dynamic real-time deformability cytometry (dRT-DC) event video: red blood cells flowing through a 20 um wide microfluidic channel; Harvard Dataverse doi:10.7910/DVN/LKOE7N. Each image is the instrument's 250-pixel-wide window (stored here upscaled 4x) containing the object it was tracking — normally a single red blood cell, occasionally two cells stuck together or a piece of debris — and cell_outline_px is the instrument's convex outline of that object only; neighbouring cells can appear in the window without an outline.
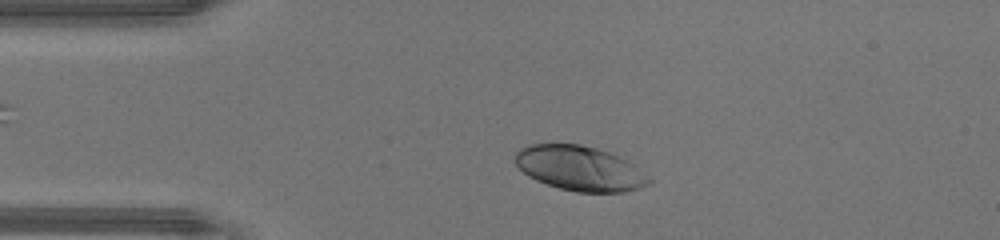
{"species": "human", "species_latin": "Homo sapiens", "temperature_condition": "warm", "stored_images_in_passage": 35, "camera_frame_rate_fps": 3000, "um_per_image_px": 0.085, "donor": {"sex": "male"}, "frame": {"image": 1, "passage_image": 5, "time_ms": 1.333, "image_size_px": [1000, 240], "cell_outline_px": [[652, 180], [648, 184], [640, 188], [624, 192], [576, 192], [560, 188], [536, 180], [528, 176], [512, 160], [512, 156], [520, 148], [528, 144], [580, 144], [596, 148], [608, 152], [632, 164], [648, 176]], "centroid_in_image_um": [49.23, 14.31], "position_along_channel_um": 35.8, "area_um2": 34.74}}
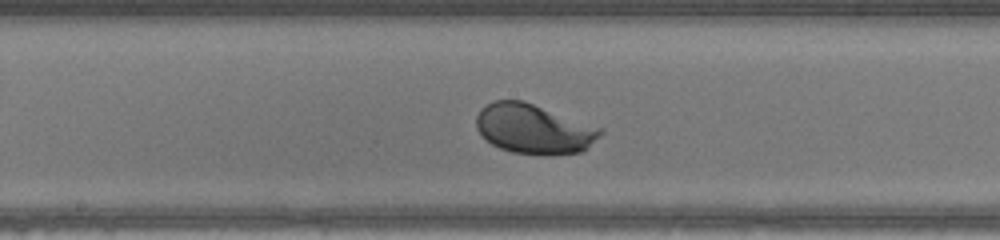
{"frame": {"image": 2, "passage_image": 19, "time_ms": 6.0, "image_size_px": [1000, 240], "cell_outline_px": [[604, 132], [588, 148], [580, 152], [548, 156], [544, 156], [512, 152], [500, 148], [492, 144], [476, 128], [476, 116], [480, 108], [496, 100], [524, 100], [604, 128]], "centroid_in_image_um": [45.42, 10.96], "position_along_channel_um": 202.8, "area_um2": 36.36}}
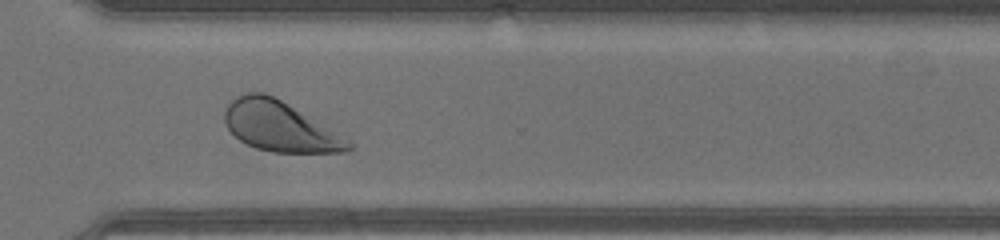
{"frame": {"image": 3, "passage_image": 29, "time_ms": 9.333, "image_size_px": [1000, 240], "cell_outline_px": [[352, 148], [348, 152], [272, 152], [256, 148], [240, 140], [224, 124], [224, 112], [228, 104], [236, 96], [248, 92], [264, 92], [280, 100], [348, 136], [352, 140]], "centroid_in_image_um": [23.84, 10.75], "position_along_channel_um": 346.8, "area_um2": 36.3}, "authors_computed_cell_mechanics": {"area_um2": 35.8938, "velocity_mm_per_s": 4.3226, "shape_relaxation_time_tau1_ms": 1.3516, "shape_relaxation_time_tau2_ms": null, "deformation_change_tau1": 0.1556, "deformation_change_tau2": null}}